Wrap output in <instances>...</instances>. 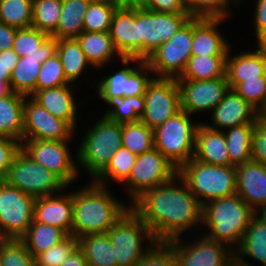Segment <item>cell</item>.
<instances>
[{"label":"cell","mask_w":266,"mask_h":266,"mask_svg":"<svg viewBox=\"0 0 266 266\" xmlns=\"http://www.w3.org/2000/svg\"><path fill=\"white\" fill-rule=\"evenodd\" d=\"M256 213L237 194L209 201L202 206V226L207 232L199 233L234 251Z\"/></svg>","instance_id":"3"},{"label":"cell","mask_w":266,"mask_h":266,"mask_svg":"<svg viewBox=\"0 0 266 266\" xmlns=\"http://www.w3.org/2000/svg\"><path fill=\"white\" fill-rule=\"evenodd\" d=\"M196 236L191 242L177 238L168 241L172 246L177 266H227L234 258V252L227 245L208 239L205 235ZM183 240V241H182Z\"/></svg>","instance_id":"15"},{"label":"cell","mask_w":266,"mask_h":266,"mask_svg":"<svg viewBox=\"0 0 266 266\" xmlns=\"http://www.w3.org/2000/svg\"><path fill=\"white\" fill-rule=\"evenodd\" d=\"M233 252L234 258L239 262H247L246 257H250L261 263V266H266V212L254 215L239 246Z\"/></svg>","instance_id":"27"},{"label":"cell","mask_w":266,"mask_h":266,"mask_svg":"<svg viewBox=\"0 0 266 266\" xmlns=\"http://www.w3.org/2000/svg\"><path fill=\"white\" fill-rule=\"evenodd\" d=\"M135 5L147 10L166 14H188L185 0H131Z\"/></svg>","instance_id":"51"},{"label":"cell","mask_w":266,"mask_h":266,"mask_svg":"<svg viewBox=\"0 0 266 266\" xmlns=\"http://www.w3.org/2000/svg\"><path fill=\"white\" fill-rule=\"evenodd\" d=\"M137 266H177V260L168 242H156Z\"/></svg>","instance_id":"49"},{"label":"cell","mask_w":266,"mask_h":266,"mask_svg":"<svg viewBox=\"0 0 266 266\" xmlns=\"http://www.w3.org/2000/svg\"><path fill=\"white\" fill-rule=\"evenodd\" d=\"M0 266H2V240L0 241Z\"/></svg>","instance_id":"60"},{"label":"cell","mask_w":266,"mask_h":266,"mask_svg":"<svg viewBox=\"0 0 266 266\" xmlns=\"http://www.w3.org/2000/svg\"><path fill=\"white\" fill-rule=\"evenodd\" d=\"M181 110L154 131V148L178 169L194 156L195 135L200 122Z\"/></svg>","instance_id":"7"},{"label":"cell","mask_w":266,"mask_h":266,"mask_svg":"<svg viewBox=\"0 0 266 266\" xmlns=\"http://www.w3.org/2000/svg\"><path fill=\"white\" fill-rule=\"evenodd\" d=\"M25 95L13 92L0 98V135L22 143Z\"/></svg>","instance_id":"30"},{"label":"cell","mask_w":266,"mask_h":266,"mask_svg":"<svg viewBox=\"0 0 266 266\" xmlns=\"http://www.w3.org/2000/svg\"><path fill=\"white\" fill-rule=\"evenodd\" d=\"M255 123L231 127L224 132L230 163L237 167L252 160L251 137Z\"/></svg>","instance_id":"37"},{"label":"cell","mask_w":266,"mask_h":266,"mask_svg":"<svg viewBox=\"0 0 266 266\" xmlns=\"http://www.w3.org/2000/svg\"><path fill=\"white\" fill-rule=\"evenodd\" d=\"M56 48L55 37L31 26L17 29L12 49L19 57H26L29 54H55Z\"/></svg>","instance_id":"31"},{"label":"cell","mask_w":266,"mask_h":266,"mask_svg":"<svg viewBox=\"0 0 266 266\" xmlns=\"http://www.w3.org/2000/svg\"><path fill=\"white\" fill-rule=\"evenodd\" d=\"M21 150V142L0 135V180H4L15 156Z\"/></svg>","instance_id":"52"},{"label":"cell","mask_w":266,"mask_h":266,"mask_svg":"<svg viewBox=\"0 0 266 266\" xmlns=\"http://www.w3.org/2000/svg\"><path fill=\"white\" fill-rule=\"evenodd\" d=\"M105 102L109 109L104 111V117L118 123H129L140 121V117L145 111V97H99Z\"/></svg>","instance_id":"35"},{"label":"cell","mask_w":266,"mask_h":266,"mask_svg":"<svg viewBox=\"0 0 266 266\" xmlns=\"http://www.w3.org/2000/svg\"><path fill=\"white\" fill-rule=\"evenodd\" d=\"M236 168V194L256 212H266V165L249 161Z\"/></svg>","instance_id":"21"},{"label":"cell","mask_w":266,"mask_h":266,"mask_svg":"<svg viewBox=\"0 0 266 266\" xmlns=\"http://www.w3.org/2000/svg\"><path fill=\"white\" fill-rule=\"evenodd\" d=\"M77 248L78 239L69 235L61 243L39 253L35 257L36 266H60Z\"/></svg>","instance_id":"47"},{"label":"cell","mask_w":266,"mask_h":266,"mask_svg":"<svg viewBox=\"0 0 266 266\" xmlns=\"http://www.w3.org/2000/svg\"><path fill=\"white\" fill-rule=\"evenodd\" d=\"M252 161L266 165V115H260L255 122L251 137Z\"/></svg>","instance_id":"50"},{"label":"cell","mask_w":266,"mask_h":266,"mask_svg":"<svg viewBox=\"0 0 266 266\" xmlns=\"http://www.w3.org/2000/svg\"><path fill=\"white\" fill-rule=\"evenodd\" d=\"M125 0H92L84 14L83 31L109 32L115 10Z\"/></svg>","instance_id":"39"},{"label":"cell","mask_w":266,"mask_h":266,"mask_svg":"<svg viewBox=\"0 0 266 266\" xmlns=\"http://www.w3.org/2000/svg\"><path fill=\"white\" fill-rule=\"evenodd\" d=\"M130 208L149 227L156 242L184 238V232L202 228V205L179 174L145 191Z\"/></svg>","instance_id":"1"},{"label":"cell","mask_w":266,"mask_h":266,"mask_svg":"<svg viewBox=\"0 0 266 266\" xmlns=\"http://www.w3.org/2000/svg\"><path fill=\"white\" fill-rule=\"evenodd\" d=\"M36 198L0 180V237L21 239L34 220Z\"/></svg>","instance_id":"12"},{"label":"cell","mask_w":266,"mask_h":266,"mask_svg":"<svg viewBox=\"0 0 266 266\" xmlns=\"http://www.w3.org/2000/svg\"><path fill=\"white\" fill-rule=\"evenodd\" d=\"M191 18L189 14L157 13L139 7V39H142V61Z\"/></svg>","instance_id":"17"},{"label":"cell","mask_w":266,"mask_h":266,"mask_svg":"<svg viewBox=\"0 0 266 266\" xmlns=\"http://www.w3.org/2000/svg\"><path fill=\"white\" fill-rule=\"evenodd\" d=\"M122 68L103 77L100 82L95 80L98 86V97H129L145 94L147 85L154 78L149 65L138 58L119 59ZM135 66H132L133 63ZM124 67V68H123Z\"/></svg>","instance_id":"13"},{"label":"cell","mask_w":266,"mask_h":266,"mask_svg":"<svg viewBox=\"0 0 266 266\" xmlns=\"http://www.w3.org/2000/svg\"><path fill=\"white\" fill-rule=\"evenodd\" d=\"M70 142L23 139L21 149L36 163L57 175L67 186H71L76 183L80 173L77 150L72 156Z\"/></svg>","instance_id":"11"},{"label":"cell","mask_w":266,"mask_h":266,"mask_svg":"<svg viewBox=\"0 0 266 266\" xmlns=\"http://www.w3.org/2000/svg\"><path fill=\"white\" fill-rule=\"evenodd\" d=\"M245 2V0H240V4ZM256 4H254L255 8L253 14V20L252 23L254 24L255 29V39H257L263 32L266 31V0H256L254 1Z\"/></svg>","instance_id":"54"},{"label":"cell","mask_w":266,"mask_h":266,"mask_svg":"<svg viewBox=\"0 0 266 266\" xmlns=\"http://www.w3.org/2000/svg\"><path fill=\"white\" fill-rule=\"evenodd\" d=\"M68 191L66 188L61 193L36 198L33 221L52 225L72 235L73 196Z\"/></svg>","instance_id":"22"},{"label":"cell","mask_w":266,"mask_h":266,"mask_svg":"<svg viewBox=\"0 0 266 266\" xmlns=\"http://www.w3.org/2000/svg\"><path fill=\"white\" fill-rule=\"evenodd\" d=\"M4 181L34 198L52 196L70 188L53 172L36 163L22 149L15 156Z\"/></svg>","instance_id":"8"},{"label":"cell","mask_w":266,"mask_h":266,"mask_svg":"<svg viewBox=\"0 0 266 266\" xmlns=\"http://www.w3.org/2000/svg\"><path fill=\"white\" fill-rule=\"evenodd\" d=\"M17 29L0 22V51L13 48Z\"/></svg>","instance_id":"55"},{"label":"cell","mask_w":266,"mask_h":266,"mask_svg":"<svg viewBox=\"0 0 266 266\" xmlns=\"http://www.w3.org/2000/svg\"><path fill=\"white\" fill-rule=\"evenodd\" d=\"M54 54H34L20 57L12 74L10 85L12 91L31 96L36 91V81L42 63Z\"/></svg>","instance_id":"29"},{"label":"cell","mask_w":266,"mask_h":266,"mask_svg":"<svg viewBox=\"0 0 266 266\" xmlns=\"http://www.w3.org/2000/svg\"><path fill=\"white\" fill-rule=\"evenodd\" d=\"M33 0H0V22L15 28L32 24Z\"/></svg>","instance_id":"44"},{"label":"cell","mask_w":266,"mask_h":266,"mask_svg":"<svg viewBox=\"0 0 266 266\" xmlns=\"http://www.w3.org/2000/svg\"><path fill=\"white\" fill-rule=\"evenodd\" d=\"M112 43L122 58L142 60V39H139V6L125 0L114 12L110 26Z\"/></svg>","instance_id":"18"},{"label":"cell","mask_w":266,"mask_h":266,"mask_svg":"<svg viewBox=\"0 0 266 266\" xmlns=\"http://www.w3.org/2000/svg\"><path fill=\"white\" fill-rule=\"evenodd\" d=\"M76 40L85 53L86 59L94 69H104L112 63L113 57H122L115 49L109 32H86L83 31Z\"/></svg>","instance_id":"28"},{"label":"cell","mask_w":266,"mask_h":266,"mask_svg":"<svg viewBox=\"0 0 266 266\" xmlns=\"http://www.w3.org/2000/svg\"><path fill=\"white\" fill-rule=\"evenodd\" d=\"M75 129L66 121L54 117L30 96L23 105V139L71 141Z\"/></svg>","instance_id":"16"},{"label":"cell","mask_w":266,"mask_h":266,"mask_svg":"<svg viewBox=\"0 0 266 266\" xmlns=\"http://www.w3.org/2000/svg\"><path fill=\"white\" fill-rule=\"evenodd\" d=\"M107 235L114 248L117 266H137L156 243L149 227L131 208L109 228Z\"/></svg>","instance_id":"6"},{"label":"cell","mask_w":266,"mask_h":266,"mask_svg":"<svg viewBox=\"0 0 266 266\" xmlns=\"http://www.w3.org/2000/svg\"><path fill=\"white\" fill-rule=\"evenodd\" d=\"M230 5L240 8V0H185L186 10L193 18L229 19Z\"/></svg>","instance_id":"43"},{"label":"cell","mask_w":266,"mask_h":266,"mask_svg":"<svg viewBox=\"0 0 266 266\" xmlns=\"http://www.w3.org/2000/svg\"><path fill=\"white\" fill-rule=\"evenodd\" d=\"M12 93L10 82L8 80H0V98L11 95Z\"/></svg>","instance_id":"57"},{"label":"cell","mask_w":266,"mask_h":266,"mask_svg":"<svg viewBox=\"0 0 266 266\" xmlns=\"http://www.w3.org/2000/svg\"><path fill=\"white\" fill-rule=\"evenodd\" d=\"M256 40L257 47L266 53V31L263 32Z\"/></svg>","instance_id":"58"},{"label":"cell","mask_w":266,"mask_h":266,"mask_svg":"<svg viewBox=\"0 0 266 266\" xmlns=\"http://www.w3.org/2000/svg\"><path fill=\"white\" fill-rule=\"evenodd\" d=\"M2 266H36V263L20 239H2Z\"/></svg>","instance_id":"48"},{"label":"cell","mask_w":266,"mask_h":266,"mask_svg":"<svg viewBox=\"0 0 266 266\" xmlns=\"http://www.w3.org/2000/svg\"><path fill=\"white\" fill-rule=\"evenodd\" d=\"M137 155L126 148H119L111 157L106 168L93 180L97 185L109 187L110 181L123 183L130 175L132 167L136 162Z\"/></svg>","instance_id":"40"},{"label":"cell","mask_w":266,"mask_h":266,"mask_svg":"<svg viewBox=\"0 0 266 266\" xmlns=\"http://www.w3.org/2000/svg\"><path fill=\"white\" fill-rule=\"evenodd\" d=\"M77 144L78 170L84 168L93 181L109 164L112 155L122 147V123L101 116Z\"/></svg>","instance_id":"4"},{"label":"cell","mask_w":266,"mask_h":266,"mask_svg":"<svg viewBox=\"0 0 266 266\" xmlns=\"http://www.w3.org/2000/svg\"><path fill=\"white\" fill-rule=\"evenodd\" d=\"M69 235L60 228L39 222H32L25 235L20 239L35 258L39 253L61 243Z\"/></svg>","instance_id":"36"},{"label":"cell","mask_w":266,"mask_h":266,"mask_svg":"<svg viewBox=\"0 0 266 266\" xmlns=\"http://www.w3.org/2000/svg\"><path fill=\"white\" fill-rule=\"evenodd\" d=\"M144 97L145 111L140 121L153 130L181 111L176 79L154 77L147 85Z\"/></svg>","instance_id":"14"},{"label":"cell","mask_w":266,"mask_h":266,"mask_svg":"<svg viewBox=\"0 0 266 266\" xmlns=\"http://www.w3.org/2000/svg\"><path fill=\"white\" fill-rule=\"evenodd\" d=\"M255 48L253 52L245 50L236 55H231V47L228 50L225 75L231 89L245 79L266 76V53L257 46Z\"/></svg>","instance_id":"25"},{"label":"cell","mask_w":266,"mask_h":266,"mask_svg":"<svg viewBox=\"0 0 266 266\" xmlns=\"http://www.w3.org/2000/svg\"><path fill=\"white\" fill-rule=\"evenodd\" d=\"M227 19L193 18L192 56H227L231 44L222 36L219 25Z\"/></svg>","instance_id":"23"},{"label":"cell","mask_w":266,"mask_h":266,"mask_svg":"<svg viewBox=\"0 0 266 266\" xmlns=\"http://www.w3.org/2000/svg\"><path fill=\"white\" fill-rule=\"evenodd\" d=\"M88 266H117L114 248L107 233L87 234L78 238Z\"/></svg>","instance_id":"34"},{"label":"cell","mask_w":266,"mask_h":266,"mask_svg":"<svg viewBox=\"0 0 266 266\" xmlns=\"http://www.w3.org/2000/svg\"><path fill=\"white\" fill-rule=\"evenodd\" d=\"M227 266H256V265H253L252 263L250 262H239L237 261L235 258H233L228 264Z\"/></svg>","instance_id":"59"},{"label":"cell","mask_w":266,"mask_h":266,"mask_svg":"<svg viewBox=\"0 0 266 266\" xmlns=\"http://www.w3.org/2000/svg\"><path fill=\"white\" fill-rule=\"evenodd\" d=\"M61 9L62 0H33L31 26L53 36L58 26Z\"/></svg>","instance_id":"42"},{"label":"cell","mask_w":266,"mask_h":266,"mask_svg":"<svg viewBox=\"0 0 266 266\" xmlns=\"http://www.w3.org/2000/svg\"><path fill=\"white\" fill-rule=\"evenodd\" d=\"M56 53L60 57L65 77L70 83L77 85V80L79 81L84 72L86 76L88 75V66L89 68L92 66L76 39H58Z\"/></svg>","instance_id":"33"},{"label":"cell","mask_w":266,"mask_h":266,"mask_svg":"<svg viewBox=\"0 0 266 266\" xmlns=\"http://www.w3.org/2000/svg\"><path fill=\"white\" fill-rule=\"evenodd\" d=\"M81 187L72 191V236L77 239L87 234L107 233L130 208V203L116 199L109 187L93 181Z\"/></svg>","instance_id":"2"},{"label":"cell","mask_w":266,"mask_h":266,"mask_svg":"<svg viewBox=\"0 0 266 266\" xmlns=\"http://www.w3.org/2000/svg\"><path fill=\"white\" fill-rule=\"evenodd\" d=\"M179 176L203 206L209 201L236 194V168L190 159L178 169Z\"/></svg>","instance_id":"5"},{"label":"cell","mask_w":266,"mask_h":266,"mask_svg":"<svg viewBox=\"0 0 266 266\" xmlns=\"http://www.w3.org/2000/svg\"><path fill=\"white\" fill-rule=\"evenodd\" d=\"M261 114L234 89H229L224 98L213 109L209 128L225 131L231 127L255 123Z\"/></svg>","instance_id":"20"},{"label":"cell","mask_w":266,"mask_h":266,"mask_svg":"<svg viewBox=\"0 0 266 266\" xmlns=\"http://www.w3.org/2000/svg\"><path fill=\"white\" fill-rule=\"evenodd\" d=\"M60 266H88L82 251L77 248Z\"/></svg>","instance_id":"56"},{"label":"cell","mask_w":266,"mask_h":266,"mask_svg":"<svg viewBox=\"0 0 266 266\" xmlns=\"http://www.w3.org/2000/svg\"><path fill=\"white\" fill-rule=\"evenodd\" d=\"M92 0H62L58 26L53 37L76 39L83 32L84 14Z\"/></svg>","instance_id":"32"},{"label":"cell","mask_w":266,"mask_h":266,"mask_svg":"<svg viewBox=\"0 0 266 266\" xmlns=\"http://www.w3.org/2000/svg\"><path fill=\"white\" fill-rule=\"evenodd\" d=\"M226 56H191L180 79L210 80L226 78Z\"/></svg>","instance_id":"38"},{"label":"cell","mask_w":266,"mask_h":266,"mask_svg":"<svg viewBox=\"0 0 266 266\" xmlns=\"http://www.w3.org/2000/svg\"><path fill=\"white\" fill-rule=\"evenodd\" d=\"M193 159L207 164L232 166L224 132L211 129L200 121L195 135Z\"/></svg>","instance_id":"26"},{"label":"cell","mask_w":266,"mask_h":266,"mask_svg":"<svg viewBox=\"0 0 266 266\" xmlns=\"http://www.w3.org/2000/svg\"><path fill=\"white\" fill-rule=\"evenodd\" d=\"M176 80L180 90L181 110L191 116L200 112L212 113L230 89L227 78L210 80L177 78Z\"/></svg>","instance_id":"19"},{"label":"cell","mask_w":266,"mask_h":266,"mask_svg":"<svg viewBox=\"0 0 266 266\" xmlns=\"http://www.w3.org/2000/svg\"><path fill=\"white\" fill-rule=\"evenodd\" d=\"M70 83L66 77L60 57L55 53L51 58L46 59L39 70L36 81V91L55 88Z\"/></svg>","instance_id":"46"},{"label":"cell","mask_w":266,"mask_h":266,"mask_svg":"<svg viewBox=\"0 0 266 266\" xmlns=\"http://www.w3.org/2000/svg\"><path fill=\"white\" fill-rule=\"evenodd\" d=\"M193 17L170 40L161 44L146 60L155 78L177 79L191 58Z\"/></svg>","instance_id":"9"},{"label":"cell","mask_w":266,"mask_h":266,"mask_svg":"<svg viewBox=\"0 0 266 266\" xmlns=\"http://www.w3.org/2000/svg\"><path fill=\"white\" fill-rule=\"evenodd\" d=\"M78 85L66 84L55 88L35 91L30 97L49 111L54 117L68 122L75 130L77 129L79 104L76 103L74 92ZM78 110V111H77Z\"/></svg>","instance_id":"24"},{"label":"cell","mask_w":266,"mask_h":266,"mask_svg":"<svg viewBox=\"0 0 266 266\" xmlns=\"http://www.w3.org/2000/svg\"><path fill=\"white\" fill-rule=\"evenodd\" d=\"M19 58L13 49L0 51V80H8L10 82L11 74Z\"/></svg>","instance_id":"53"},{"label":"cell","mask_w":266,"mask_h":266,"mask_svg":"<svg viewBox=\"0 0 266 266\" xmlns=\"http://www.w3.org/2000/svg\"><path fill=\"white\" fill-rule=\"evenodd\" d=\"M122 147L135 155L154 148V131L141 121L122 123Z\"/></svg>","instance_id":"41"},{"label":"cell","mask_w":266,"mask_h":266,"mask_svg":"<svg viewBox=\"0 0 266 266\" xmlns=\"http://www.w3.org/2000/svg\"><path fill=\"white\" fill-rule=\"evenodd\" d=\"M178 174V168L156 148L137 156L129 177L122 183L130 205L145 191L163 185Z\"/></svg>","instance_id":"10"},{"label":"cell","mask_w":266,"mask_h":266,"mask_svg":"<svg viewBox=\"0 0 266 266\" xmlns=\"http://www.w3.org/2000/svg\"><path fill=\"white\" fill-rule=\"evenodd\" d=\"M233 89L261 115L266 113V76L245 79Z\"/></svg>","instance_id":"45"}]
</instances>
